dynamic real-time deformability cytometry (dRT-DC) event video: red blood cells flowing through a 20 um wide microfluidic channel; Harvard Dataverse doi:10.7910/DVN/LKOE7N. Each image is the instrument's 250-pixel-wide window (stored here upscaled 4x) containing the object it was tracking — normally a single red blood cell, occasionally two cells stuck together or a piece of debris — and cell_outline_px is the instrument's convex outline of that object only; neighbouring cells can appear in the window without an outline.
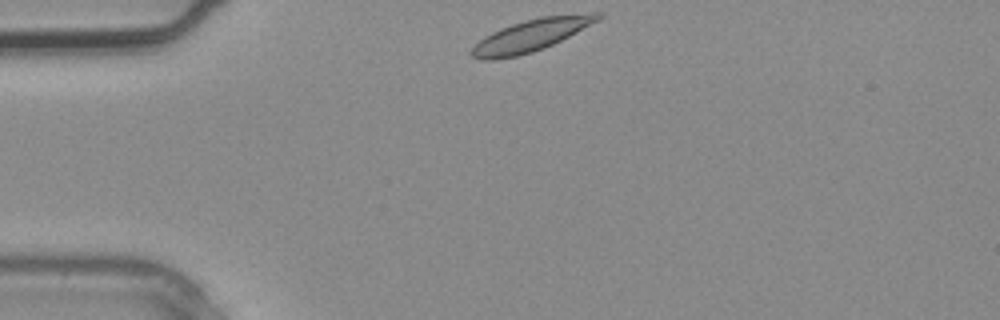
{"species": "common noctule bat (a hibernating species)", "species_latin": "Nyctalus noctula", "temperature_condition": "warm", "stored_images_in_passage": 1, "camera_frame_rate_fps": 3000, "um_per_image_px": 0.085, "animal": {"sex": "male", "body_mass_g": 20.4}, "frame": {"image": 1, "passage_image": 1, "time_ms": 0.0, "image_size_px": [1000, 320], "cell_outline_px": [[604, 16], [568, 36], [544, 48], [532, 52], [516, 56], [496, 60], [480, 60], [472, 56], [468, 52], [484, 36], [500, 28], [524, 20], [540, 16], [592, 12], [604, 12]], "centroid_in_image_um": [45.11, 2.99], "position_along_channel_um": 39.9, "area_um2": 23.52}}